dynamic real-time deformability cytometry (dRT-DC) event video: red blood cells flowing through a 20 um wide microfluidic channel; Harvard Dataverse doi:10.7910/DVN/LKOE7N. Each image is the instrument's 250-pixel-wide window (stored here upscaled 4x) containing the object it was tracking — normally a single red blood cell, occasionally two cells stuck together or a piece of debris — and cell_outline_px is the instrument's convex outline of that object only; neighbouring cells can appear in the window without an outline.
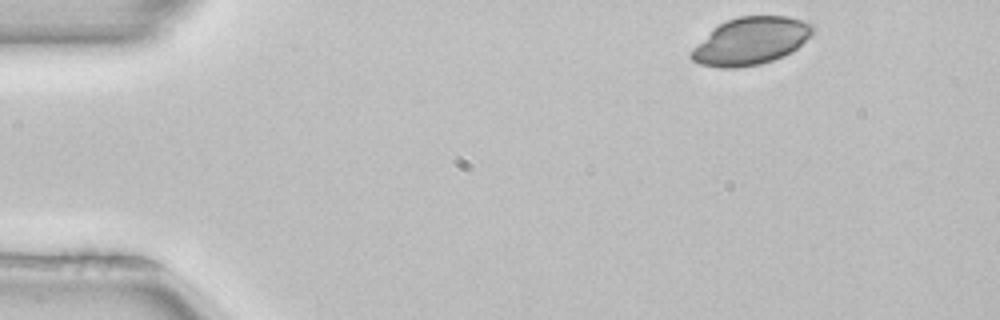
{"species": "common noctule bat (a hibernating species)", "species_latin": "Nyctalus noctula", "temperature_condition": "room temperature", "stored_images_in_passage": 46, "camera_frame_rate_fps": 3000, "um_per_image_px": 0.085, "animal": {"sex": "female", "body_mass_g": 22.7, "forearm_length_mm": 54.2}, "frame": {"image": 1, "passage_image": 1, "time_ms": 0.0, "image_size_px": [1000, 320], "cell_outline_px": [[812, 32], [792, 52], [784, 56], [760, 64], [736, 68], [716, 68], [700, 64], [692, 60], [688, 56], [688, 52], [712, 28], [728, 20], [740, 16], [788, 16], [812, 24]], "centroid_in_image_um": [63.73, 3.51], "position_along_channel_um": 21.3, "area_um2": 33.47}}